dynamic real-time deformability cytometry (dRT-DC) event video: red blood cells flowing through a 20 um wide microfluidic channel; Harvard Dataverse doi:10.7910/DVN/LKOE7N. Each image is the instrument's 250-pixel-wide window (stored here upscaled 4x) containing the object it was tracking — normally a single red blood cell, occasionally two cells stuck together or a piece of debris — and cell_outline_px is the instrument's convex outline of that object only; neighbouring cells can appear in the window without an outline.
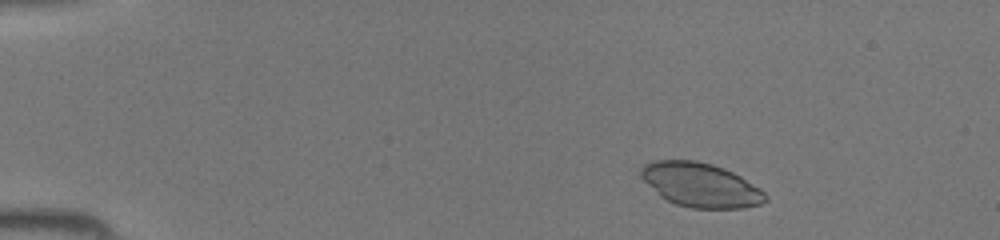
{"species": "common noctule bat (a hibernating species)", "species_latin": "Nyctalus noctula", "temperature_condition": "room temperature", "stored_images_in_passage": 42, "camera_frame_rate_fps": 3000, "um_per_image_px": 0.085, "animal": {"sex": "female", "body_mass_g": 19.5, "forearm_length_mm": 54.1}, "frame": {"image": 1, "passage_image": 5, "time_ms": 1.333, "image_size_px": [1000, 240], "cell_outline_px": [[768, 200], [760, 204], [744, 208], [692, 208], [676, 204], [660, 196], [640, 176], [640, 168], [644, 164], [656, 160], [696, 160], [712, 164], [724, 168], [740, 176], [760, 188], [768, 196]], "centroid_in_image_um": [59.56, 15.72], "position_along_channel_um": 25.4, "area_um2": 31.96}}